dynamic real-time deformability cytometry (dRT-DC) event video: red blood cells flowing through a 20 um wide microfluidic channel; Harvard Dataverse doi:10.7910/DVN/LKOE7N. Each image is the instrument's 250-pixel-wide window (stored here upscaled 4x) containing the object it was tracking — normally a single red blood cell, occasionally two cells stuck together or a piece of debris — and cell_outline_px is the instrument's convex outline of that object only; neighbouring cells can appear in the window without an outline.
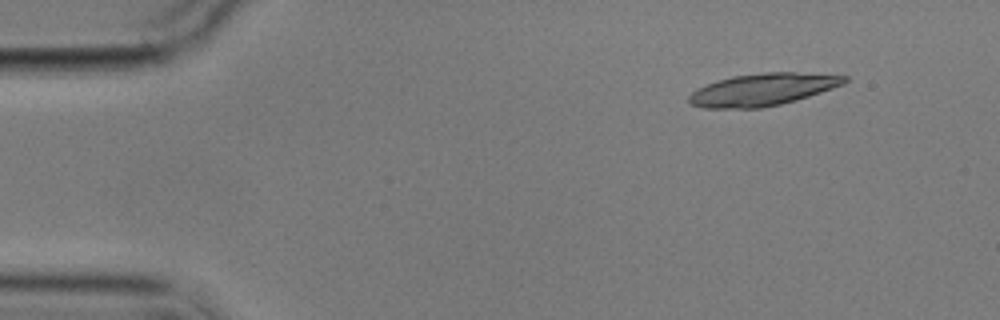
{"species": "common noctule bat (a hibernating species)", "species_latin": "Nyctalus noctula", "temperature_condition": "cold", "stored_images_in_passage": 5, "segment_of_instrument_passage": [1, 2], "camera_frame_rate_fps": 3000, "um_per_image_px": 0.085, "animal": {"sex": "male", "body_mass_g": 17.9}, "frame": {"image": 1, "passage_image": 1, "time_ms": 0.0, "image_size_px": [1000, 320], "cell_outline_px": [[848, 80], [844, 84], [796, 100], [780, 104], [760, 108], [704, 108], [688, 104], [688, 96], [692, 92], [716, 80], [732, 76], [768, 72], [796, 72], [848, 76]], "centroid_in_image_um": [64.81, 7.61], "position_along_channel_um": 20.2, "area_um2": 29.07}}